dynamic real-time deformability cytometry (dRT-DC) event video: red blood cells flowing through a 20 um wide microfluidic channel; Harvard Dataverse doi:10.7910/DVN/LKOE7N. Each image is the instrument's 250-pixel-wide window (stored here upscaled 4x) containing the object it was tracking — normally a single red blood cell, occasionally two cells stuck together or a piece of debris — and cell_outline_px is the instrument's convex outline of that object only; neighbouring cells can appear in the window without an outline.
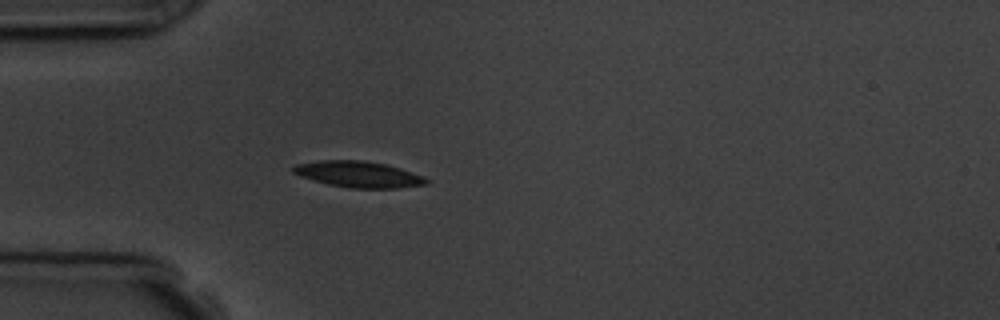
{"species": "common noctule bat (a hibernating species)", "species_latin": "Nyctalus noctula", "temperature_condition": "room temperature", "stored_images_in_passage": 3, "camera_frame_rate_fps": 3000, "um_per_image_px": 0.085, "animal": {"sex": "male", "body_mass_g": 19.5, "forearm_length_mm": 54.6}, "frame": {"image": 1, "passage_image": 3, "time_ms": 3.333, "image_size_px": [1000, 320], "cell_outline_px": [[428, 184], [396, 188], [348, 188], [328, 184], [300, 176], [292, 172], [292, 168], [296, 164], [320, 160], [364, 160], [384, 164], [400, 168], [424, 176], [428, 180]], "centroid_in_image_um": [30.47, 14.81], "position_along_channel_um": 54.5, "area_um2": 20.23}}